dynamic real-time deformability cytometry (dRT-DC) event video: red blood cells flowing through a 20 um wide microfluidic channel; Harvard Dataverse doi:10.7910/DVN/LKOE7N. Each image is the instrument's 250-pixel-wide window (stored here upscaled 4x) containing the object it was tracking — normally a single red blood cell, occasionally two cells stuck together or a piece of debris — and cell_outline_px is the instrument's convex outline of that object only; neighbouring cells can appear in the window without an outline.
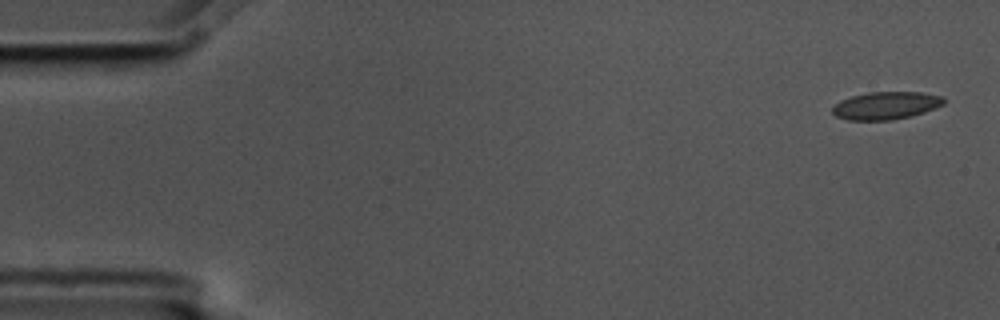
{"species": "common noctule bat (a hibernating species)", "species_latin": "Nyctalus noctula", "temperature_condition": "cold", "stored_images_in_passage": 4, "camera_frame_rate_fps": 3000, "um_per_image_px": 0.085, "animal": {"sex": "male", "body_mass_g": 17.5, "forearm_length_mm": 52.3}, "frame": {"image": 1, "passage_image": 1, "time_ms": 0.0, "image_size_px": [1000, 320], "cell_outline_px": [[944, 104], [936, 108], [912, 116], [892, 120], [848, 120], [836, 116], [832, 112], [832, 108], [840, 100], [852, 96], [868, 92], [924, 92], [944, 96]], "centroid_in_image_um": [75.34, 8.97], "position_along_channel_um": 9.7, "area_um2": 18.09}}
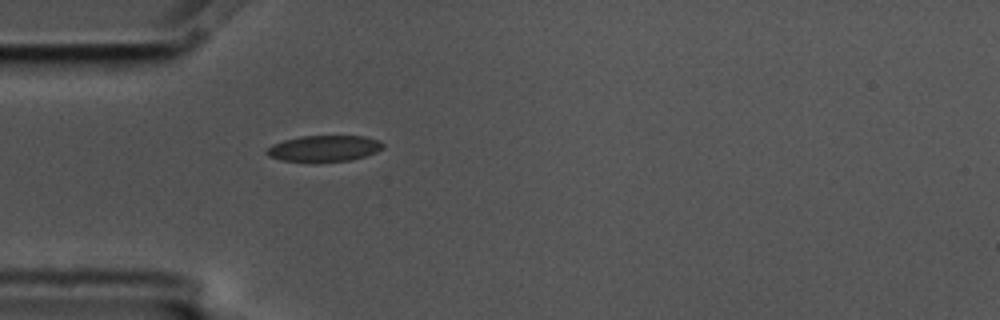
{"frame": {"image": 2, "passage_image": 4, "time_ms": 1.0, "image_size_px": [1000, 320], "cell_outline_px": [[384, 148], [376, 152], [364, 156], [348, 160], [280, 160], [268, 156], [264, 152], [272, 144], [284, 140], [300, 136], [364, 136], [380, 140], [384, 144]], "centroid_in_image_um": [27.56, 12.58], "position_along_channel_um": 57.4, "area_um2": 17.28}}